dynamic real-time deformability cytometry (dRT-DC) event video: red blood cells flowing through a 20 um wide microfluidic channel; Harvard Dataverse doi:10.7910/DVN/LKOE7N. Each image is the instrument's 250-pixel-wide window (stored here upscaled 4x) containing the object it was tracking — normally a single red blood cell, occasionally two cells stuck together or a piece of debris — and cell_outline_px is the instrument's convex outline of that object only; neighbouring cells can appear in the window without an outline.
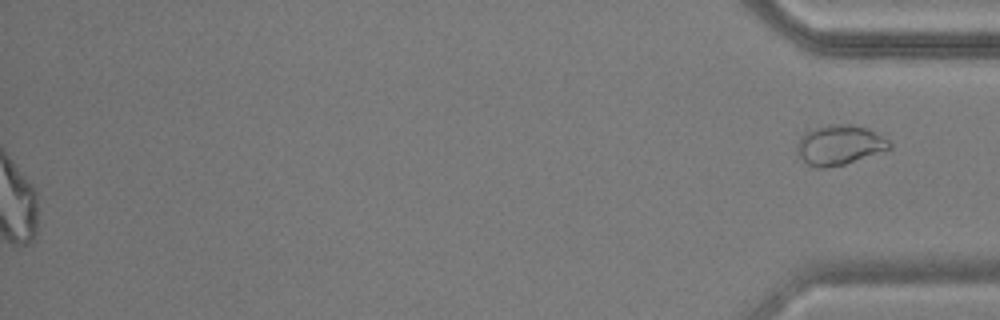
{"species": "common noctule bat (a hibernating species)", "species_latin": "Nyctalus noctula", "temperature_condition": "warm", "stored_images_in_passage": 54, "segment_of_instrument_passage": [2, 2], "camera_frame_rate_fps": 3000, "um_per_image_px": 0.085, "animal": {"sex": "male", "body_mass_g": 17.9, "forearm_length_mm": 54.2}, "frame": {"image": 1, "passage_image": 54, "time_ms": 17.667, "image_size_px": [1000, 320], "cell_outline_px": [[892, 148], [844, 164], [824, 168], [816, 168], [808, 164], [800, 156], [796, 148], [796, 144], [800, 136], [804, 132], [828, 124], [852, 124], [868, 128], [888, 140], [892, 144]], "centroid_in_image_um": [71.34, 12.31], "position_along_channel_um": 363.9, "area_um2": 21.39}}